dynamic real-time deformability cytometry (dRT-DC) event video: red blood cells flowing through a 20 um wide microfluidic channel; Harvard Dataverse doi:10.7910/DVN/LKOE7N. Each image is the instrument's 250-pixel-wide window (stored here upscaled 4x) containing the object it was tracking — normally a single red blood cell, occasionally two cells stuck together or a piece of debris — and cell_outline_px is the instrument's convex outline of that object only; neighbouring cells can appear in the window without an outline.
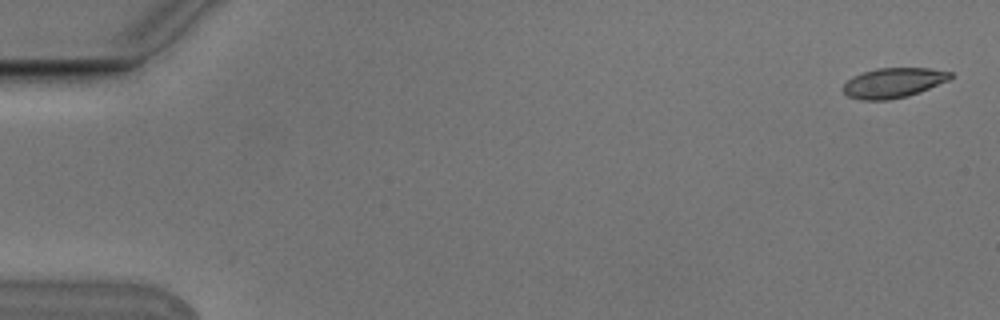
{"species": "Egyptian fruit bat (a non-hibernating species)", "species_latin": "Rousettus aegyptiacus", "temperature_condition": "cold", "stored_images_in_passage": 5, "camera_frame_rate_fps": 3000, "um_per_image_px": 0.085, "animal": {"sex": "male"}, "frame": {"image": 1, "passage_image": 1, "time_ms": 0.0, "image_size_px": [1000, 320], "cell_outline_px": [[952, 76], [948, 80], [920, 92], [908, 96], [888, 100], [860, 100], [848, 96], [840, 88], [852, 76], [876, 68], [932, 68], [952, 72]], "centroid_in_image_um": [75.91, 7.04], "position_along_channel_um": 9.1, "area_um2": 18.79}}
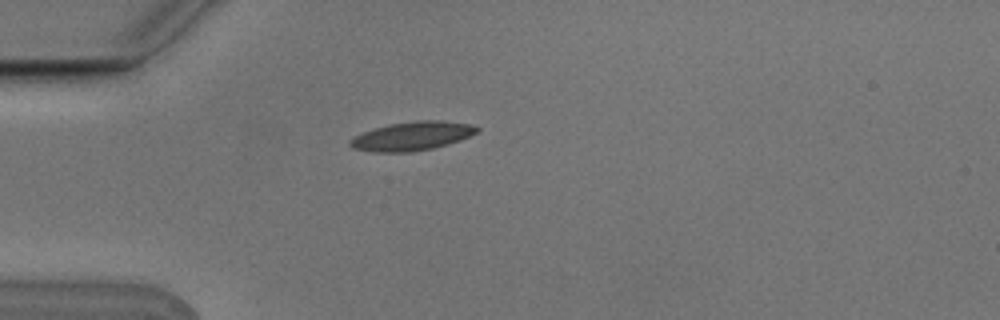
{"frame": {"image": 2, "passage_image": 5, "time_ms": 1.333, "image_size_px": [1000, 320], "cell_outline_px": [[480, 128], [476, 132], [460, 140], [448, 144], [432, 148], [412, 152], [372, 152], [352, 148], [348, 144], [348, 140], [364, 132], [388, 124], [416, 120], [440, 120], [472, 124]], "centroid_in_image_um": [35.01, 11.56], "position_along_channel_um": 50.0, "area_um2": 21.27}}